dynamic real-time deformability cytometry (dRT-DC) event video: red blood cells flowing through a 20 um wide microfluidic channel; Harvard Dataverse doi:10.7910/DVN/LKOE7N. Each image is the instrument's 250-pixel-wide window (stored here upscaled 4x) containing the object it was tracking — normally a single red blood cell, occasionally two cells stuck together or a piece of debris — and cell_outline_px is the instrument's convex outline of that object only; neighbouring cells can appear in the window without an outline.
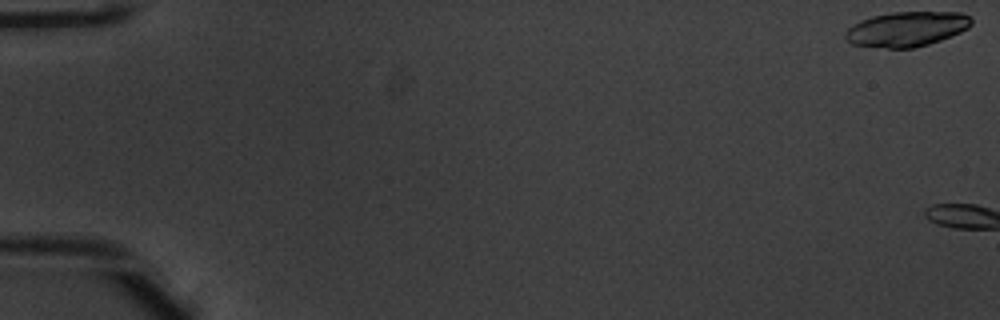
{"species": "common noctule bat (a hibernating species)", "species_latin": "Nyctalus noctula", "temperature_condition": "warm", "stored_images_in_passage": 4, "camera_frame_rate_fps": 3000, "um_per_image_px": 0.085, "animal": {"sex": "male", "body_mass_g": 20.1, "forearm_length_mm": 53.5}, "frame": {"image": 1, "passage_image": 1, "time_ms": 0.0, "image_size_px": [1000, 320], "cell_outline_px": [[972, 24], [968, 28], [960, 32], [940, 40], [928, 44], [912, 48], [888, 48], [852, 44], [844, 36], [844, 32], [852, 24], [860, 20], [872, 16], [892, 12], [960, 12], [972, 16]], "centroid_in_image_um": [77.07, 2.45], "position_along_channel_um": 7.9, "area_um2": 25.66}}